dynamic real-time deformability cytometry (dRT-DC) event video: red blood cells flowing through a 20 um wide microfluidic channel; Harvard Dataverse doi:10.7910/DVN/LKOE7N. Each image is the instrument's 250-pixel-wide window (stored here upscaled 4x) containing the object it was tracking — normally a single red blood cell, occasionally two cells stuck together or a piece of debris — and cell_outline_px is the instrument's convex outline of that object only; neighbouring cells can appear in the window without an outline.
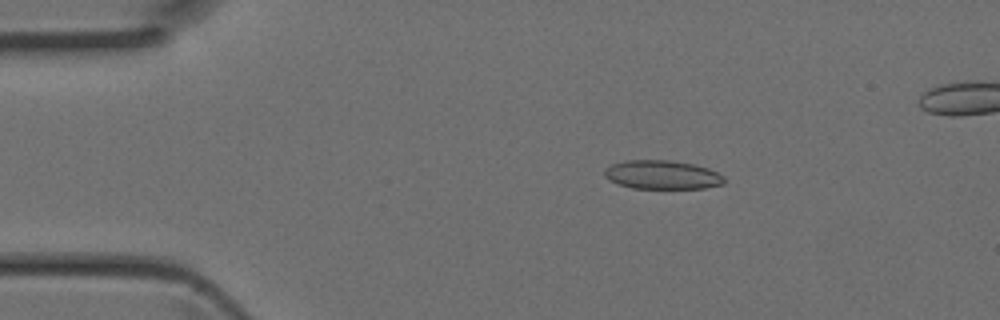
{"species": "Egyptian fruit bat (a non-hibernating species)", "species_latin": "Rousettus aegyptiacus", "temperature_condition": "room temperature", "stored_images_in_passage": 42, "camera_frame_rate_fps": 3000, "um_per_image_px": 0.085, "animal": {"sex": "female"}, "frame": {"image": 1, "passage_image": 8, "time_ms": 2.333, "image_size_px": [1000, 320], "cell_outline_px": [[724, 184], [704, 188], [632, 188], [620, 184], [604, 176], [604, 168], [612, 164], [628, 160], [668, 160], [692, 164], [708, 168], [724, 176]], "centroid_in_image_um": [56.29, 14.85], "position_along_channel_um": 28.7, "area_um2": 19.88}}
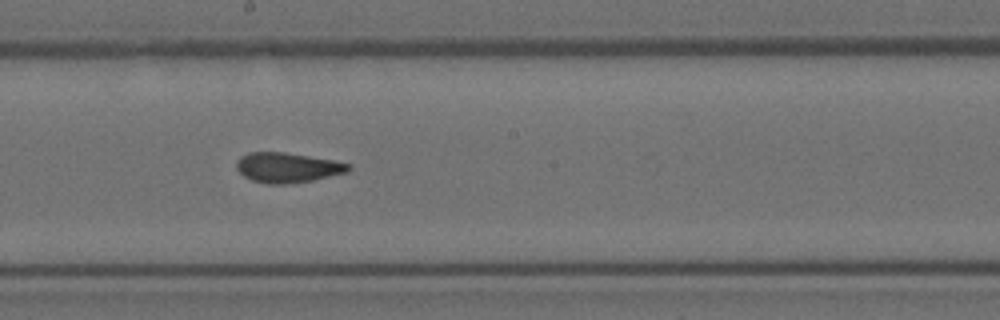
{"frame": {"image": 2, "passage_image": 24, "time_ms": 7.667, "image_size_px": [1000, 320], "cell_outline_px": [[352, 168], [348, 172], [312, 180], [284, 184], [268, 184], [252, 180], [244, 176], [236, 168], [236, 164], [240, 156], [248, 152], [284, 152], [332, 160], [352, 164]], "centroid_in_image_um": [24.44, 14.24], "position_along_channel_um": 223.8, "area_um2": 19.48}}
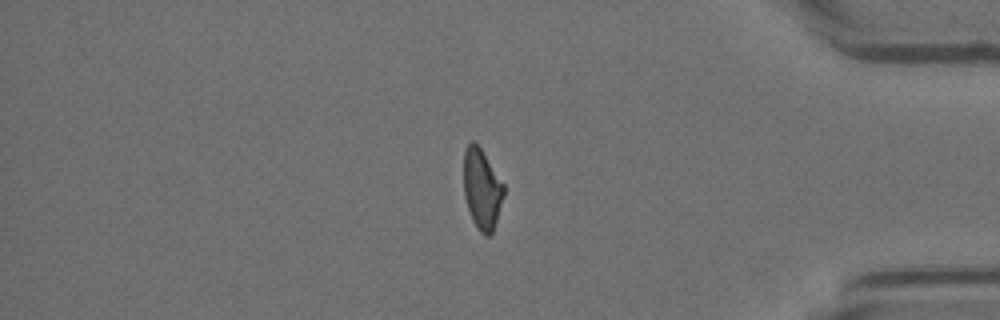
{"frame": {"image": 3, "passage_image": 37, "time_ms": 12.0, "image_size_px": [1000, 320], "cell_outline_px": [[504, 196], [492, 232], [488, 236], [484, 236], [480, 232], [472, 220], [464, 196], [464, 152], [468, 144], [472, 140], [480, 148], [504, 184]], "centroid_in_image_um": [40.96, 16.08], "position_along_channel_um": 394.2, "area_um2": 18.5}}